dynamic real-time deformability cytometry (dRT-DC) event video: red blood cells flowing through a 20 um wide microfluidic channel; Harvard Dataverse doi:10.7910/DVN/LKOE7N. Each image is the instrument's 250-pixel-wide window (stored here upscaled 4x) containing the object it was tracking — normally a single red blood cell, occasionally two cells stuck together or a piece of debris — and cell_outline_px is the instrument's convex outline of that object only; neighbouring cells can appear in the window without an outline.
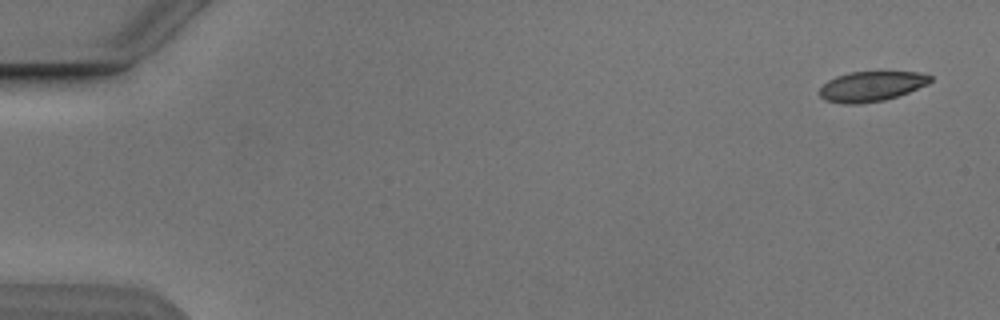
{"species": "Egyptian fruit bat (a non-hibernating species)", "species_latin": "Rousettus aegyptiacus", "temperature_condition": "cold", "stored_images_in_passage": 6, "camera_frame_rate_fps": 3000, "um_per_image_px": 0.085, "animal": {"sex": "male"}, "frame": {"image": 1, "passage_image": 1, "time_ms": 0.0, "image_size_px": [1000, 320], "cell_outline_px": [[932, 80], [928, 84], [908, 92], [884, 100], [860, 104], [844, 104], [824, 100], [820, 96], [820, 88], [828, 80], [836, 76], [852, 72], [916, 72], [932, 76]], "centroid_in_image_um": [74.05, 7.34], "position_along_channel_um": 11.0, "area_um2": 19.25}}
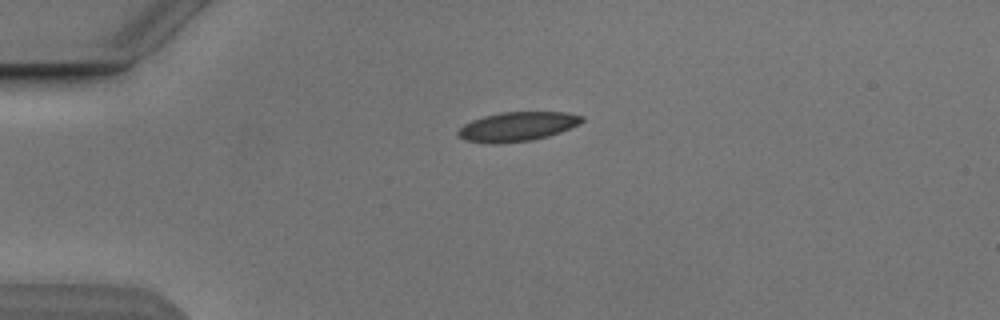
{"frame": {"image": 2, "passage_image": 4, "time_ms": 3.667, "image_size_px": [1000, 320], "cell_outline_px": [[584, 120], [580, 124], [560, 132], [548, 136], [532, 140], [500, 144], [492, 144], [464, 140], [456, 132], [464, 124], [472, 120], [484, 116], [500, 112], [568, 112], [584, 116]], "centroid_in_image_um": [43.99, 10.76], "position_along_channel_um": 41.0, "area_um2": 21.27}}
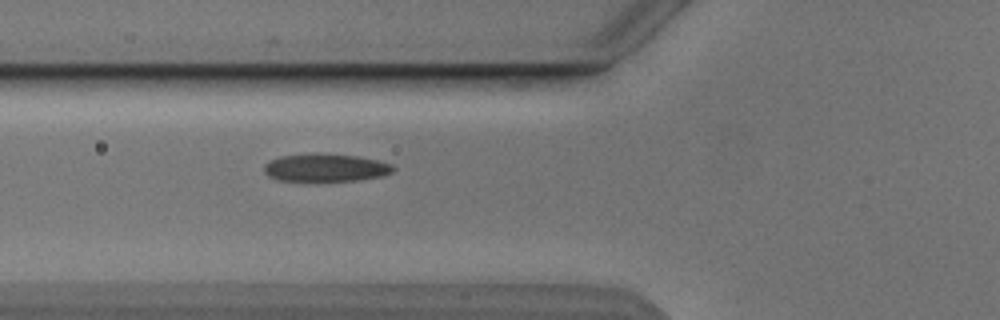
{"frame": {"image": 3, "passage_image": 6, "time_ms": 6.0, "image_size_px": [1000, 320], "cell_outline_px": [[396, 168], [392, 172], [380, 176], [360, 180], [276, 180], [268, 176], [264, 172], [264, 164], [280, 156], [316, 152], [356, 156], [380, 160], [392, 164]], "centroid_in_image_um": [27.68, 14.23], "position_along_channel_um": 98.1, "area_um2": 20.98}}